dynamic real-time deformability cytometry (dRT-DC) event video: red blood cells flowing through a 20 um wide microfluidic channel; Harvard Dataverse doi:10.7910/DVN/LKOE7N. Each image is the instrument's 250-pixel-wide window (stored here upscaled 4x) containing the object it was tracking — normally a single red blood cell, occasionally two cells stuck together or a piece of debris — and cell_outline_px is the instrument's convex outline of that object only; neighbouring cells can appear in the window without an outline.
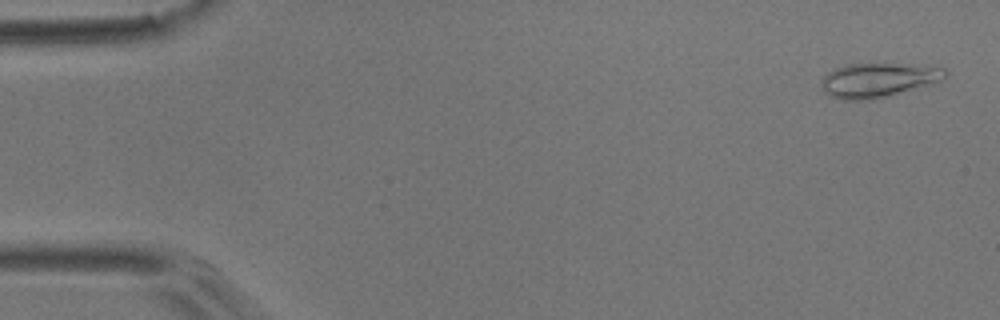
{"species": "common noctule bat (a hibernating species)", "species_latin": "Nyctalus noctula", "temperature_condition": "room temperature", "stored_images_in_passage": 10, "camera_frame_rate_fps": 3000, "um_per_image_px": 0.085, "animal": {"sex": "male", "body_mass_g": 17.9}, "frame": {"image": 1, "passage_image": 2, "time_ms": 0.333, "image_size_px": [1000, 320], "cell_outline_px": [[948, 72], [940, 80], [888, 96], [872, 100], [844, 100], [828, 96], [820, 80], [828, 72], [844, 64], [940, 64], [948, 68]], "centroid_in_image_um": [74.69, 6.78], "position_along_channel_um": 10.3, "area_um2": 24.97}}